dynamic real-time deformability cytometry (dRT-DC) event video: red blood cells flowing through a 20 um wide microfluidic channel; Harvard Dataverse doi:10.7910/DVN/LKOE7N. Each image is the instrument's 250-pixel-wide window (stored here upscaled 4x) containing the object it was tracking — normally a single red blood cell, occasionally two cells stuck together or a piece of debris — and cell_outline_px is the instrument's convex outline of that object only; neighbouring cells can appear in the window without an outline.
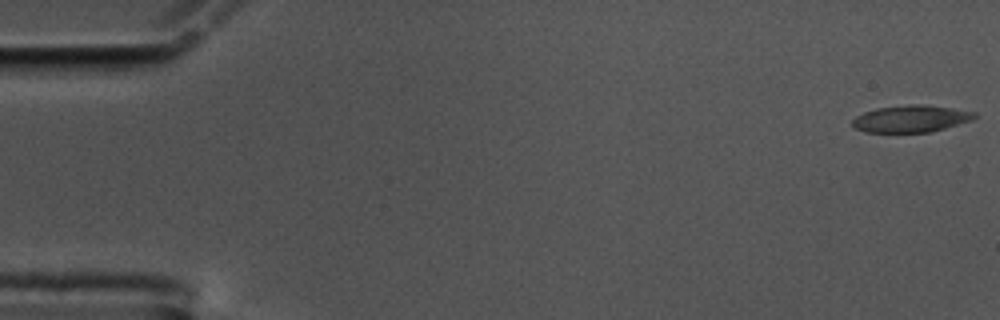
{"species": "common noctule bat (a hibernating species)", "species_latin": "Nyctalus noctula", "temperature_condition": "cold", "stored_images_in_passage": 57, "camera_frame_rate_fps": 3000, "um_per_image_px": 0.085, "animal": {"sex": "male", "body_mass_g": 17.5, "forearm_length_mm": 52.3}, "frame": {"image": 1, "passage_image": 1, "time_ms": 0.0, "image_size_px": [1000, 320], "cell_outline_px": [[976, 116], [972, 120], [944, 128], [928, 132], [864, 132], [856, 128], [852, 124], [852, 120], [856, 116], [864, 112], [876, 108], [912, 104], [920, 104], [952, 108], [976, 112]], "centroid_in_image_um": [77.41, 10.09], "position_along_channel_um": 7.6, "area_um2": 19.02}}
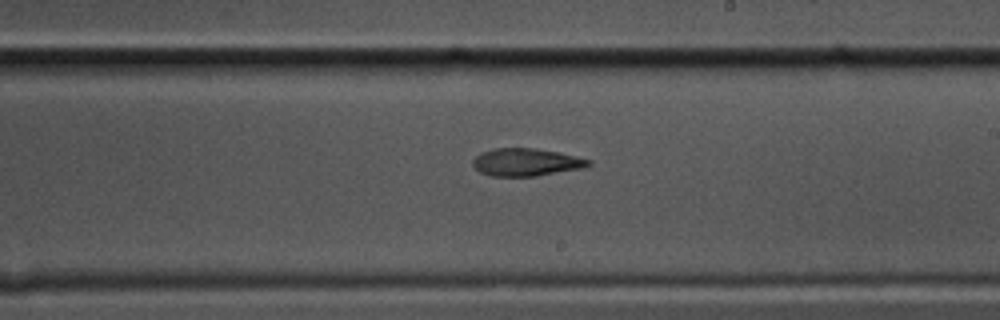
{"frame": {"image": 2, "passage_image": 33, "time_ms": 10.667, "image_size_px": [1000, 320], "cell_outline_px": [[592, 164], [584, 168], [536, 176], [488, 176], [480, 172], [472, 164], [472, 160], [480, 152], [492, 148], [536, 148], [560, 152], [592, 160]], "centroid_in_image_um": [44.73, 13.78], "position_along_channel_um": 244.3, "area_um2": 18.9}}
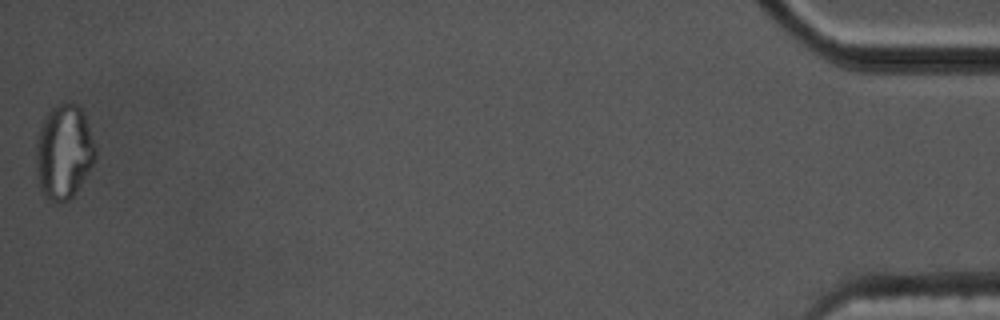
{"frame": {"image": 3, "passage_image": 57, "time_ms": 18.667, "image_size_px": [1000, 320], "cell_outline_px": [[96, 156], [92, 164], [80, 184], [72, 196], [68, 200], [60, 204], [56, 204], [48, 200], [40, 192], [36, 176], [36, 140], [40, 128], [48, 112], [52, 108], [64, 100], [68, 100], [76, 104], [84, 112], [96, 144]], "centroid_in_image_um": [5.41, 12.9], "position_along_channel_um": 429.8, "area_um2": 33.18}}